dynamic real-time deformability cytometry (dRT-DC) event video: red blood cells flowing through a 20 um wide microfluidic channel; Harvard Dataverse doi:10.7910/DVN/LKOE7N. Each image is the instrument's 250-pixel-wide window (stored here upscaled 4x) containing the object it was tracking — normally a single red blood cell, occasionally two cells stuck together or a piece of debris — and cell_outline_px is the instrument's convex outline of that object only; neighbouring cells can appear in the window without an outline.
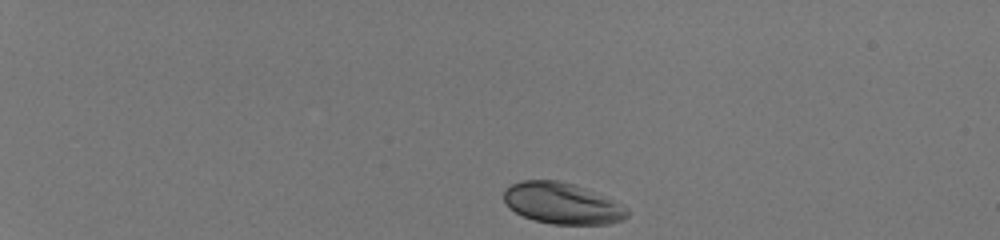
{"species": "human", "species_latin": "Homo sapiens", "temperature_condition": "room temperature", "stored_images_in_passage": 42, "camera_frame_rate_fps": 3000, "um_per_image_px": 0.085, "donor": {"sex": "male"}, "frame": {"image": 1, "passage_image": 1, "time_ms": 0.0, "image_size_px": [1000, 240], "cell_outline_px": [[628, 216], [624, 220], [608, 224], [552, 224], [536, 220], [524, 216], [516, 212], [504, 200], [504, 192], [512, 184], [520, 180], [560, 180], [576, 184], [588, 188], [628, 208]], "centroid_in_image_um": [47.83, 17.27], "position_along_channel_um": 37.2, "area_um2": 29.59}}
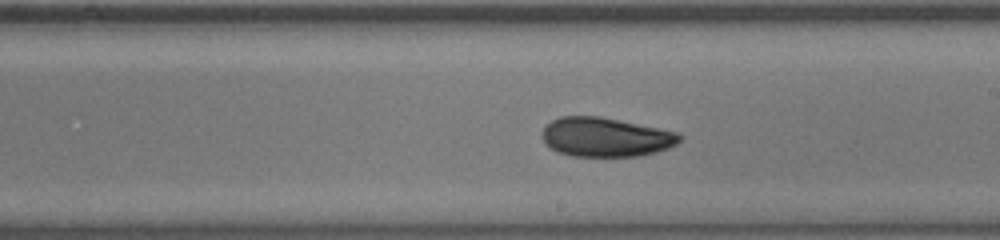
{"frame": {"image": 2, "passage_image": 24, "time_ms": 7.667, "image_size_px": [1000, 240], "cell_outline_px": [[680, 140], [676, 144], [668, 148], [656, 152], [636, 156], [572, 156], [556, 152], [544, 144], [544, 128], [552, 120], [560, 116], [600, 116], [676, 132], [680, 136]], "centroid_in_image_um": [51.44, 11.66], "position_along_channel_um": 237.6, "area_um2": 31.1}}
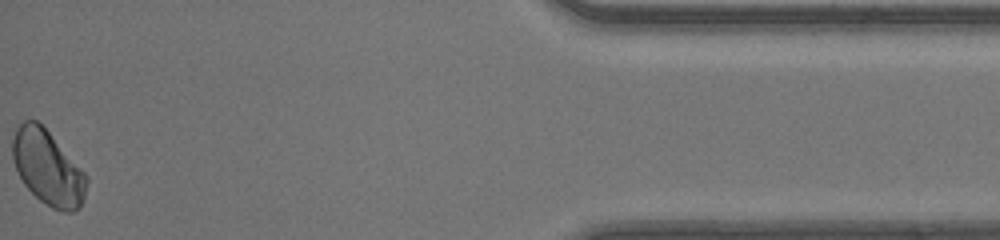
{"frame": {"image": 3, "passage_image": 42, "time_ms": 13.667, "image_size_px": [1000, 240], "cell_outline_px": [[88, 180], [84, 196], [80, 208], [72, 212], [64, 212], [52, 208], [40, 200], [24, 184], [16, 168], [12, 156], [12, 140], [16, 128], [24, 120], [36, 120], [48, 132], [88, 176]], "centroid_in_image_um": [4.06, 14.28], "position_along_channel_um": 431.1, "area_um2": 31.73}, "authors_computed_cell_mechanics": {"area_um2": 31.4432, "velocity_mm_per_s": 4.1582, "shape_relaxation_time_tau1_ms": 3.443, "shape_relaxation_time_tau2_ms": 1.0186, "deformation_change_tau1": 0.0832, "deformation_change_tau2": 0.021}}